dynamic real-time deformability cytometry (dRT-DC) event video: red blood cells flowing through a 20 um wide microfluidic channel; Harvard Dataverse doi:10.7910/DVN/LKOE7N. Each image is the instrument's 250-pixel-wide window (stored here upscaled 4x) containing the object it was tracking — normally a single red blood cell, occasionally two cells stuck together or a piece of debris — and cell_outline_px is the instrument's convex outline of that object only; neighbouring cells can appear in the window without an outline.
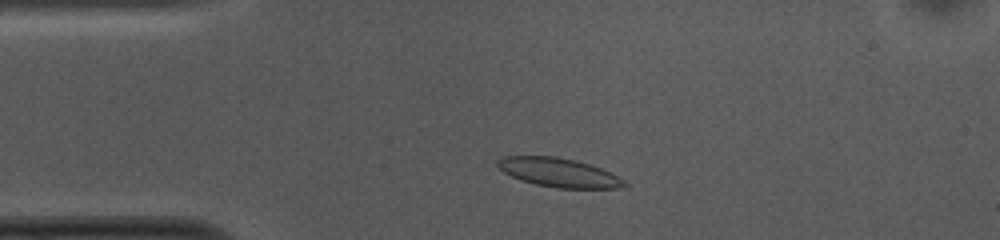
{"species": "common noctule bat (a hibernating species)", "species_latin": "Nyctalus noctula", "temperature_condition": "cold", "stored_images_in_passage": 38, "camera_frame_rate_fps": 3000, "um_per_image_px": 0.085, "animal": {"sex": "female", "body_mass_g": 10.0, "forearm_length_mm": 53.1}, "frame": {"image": 1, "passage_image": 5, "time_ms": 1.333, "image_size_px": [1000, 240], "cell_outline_px": [[628, 184], [624, 188], [556, 188], [536, 184], [520, 180], [504, 172], [496, 164], [496, 160], [504, 156], [556, 156], [576, 160], [600, 168], [624, 180]], "centroid_in_image_um": [47.48, 14.66], "position_along_channel_um": 37.5, "area_um2": 21.27}}
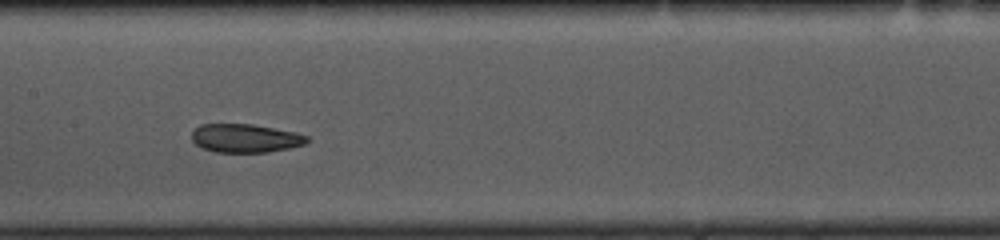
{"frame": {"image": 2, "passage_image": 19, "time_ms": 6.0, "image_size_px": [1000, 240], "cell_outline_px": [[312, 140], [304, 144], [288, 148], [268, 152], [216, 152], [200, 148], [192, 140], [192, 132], [200, 124], [252, 124], [296, 132], [308, 136]], "centroid_in_image_um": [20.86, 11.75], "position_along_channel_um": 186.5, "area_um2": 19.25}}
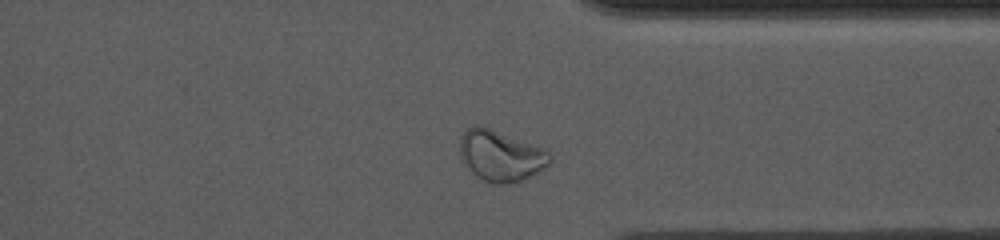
{"frame": {"image": 3, "passage_image": 34, "time_ms": 11.0, "image_size_px": [1000, 240], "cell_outline_px": [[552, 160], [540, 172], [524, 180], [508, 184], [492, 184], [484, 180], [472, 172], [460, 160], [460, 136], [464, 128], [476, 124], [480, 124], [548, 148], [552, 156]], "centroid_in_image_um": [42.58, 13.21], "position_along_channel_um": 368.8, "area_um2": 27.69}, "authors_computed_cell_mechanics": {"area_um2": 20.7791, "velocity_mm_per_s": 3.6938, "shape_relaxation_time_tau1_ms": null, "shape_relaxation_time_tau2_ms": 5.5289, "deformation_change_tau1": null, "deformation_change_tau2": 0.0858}}